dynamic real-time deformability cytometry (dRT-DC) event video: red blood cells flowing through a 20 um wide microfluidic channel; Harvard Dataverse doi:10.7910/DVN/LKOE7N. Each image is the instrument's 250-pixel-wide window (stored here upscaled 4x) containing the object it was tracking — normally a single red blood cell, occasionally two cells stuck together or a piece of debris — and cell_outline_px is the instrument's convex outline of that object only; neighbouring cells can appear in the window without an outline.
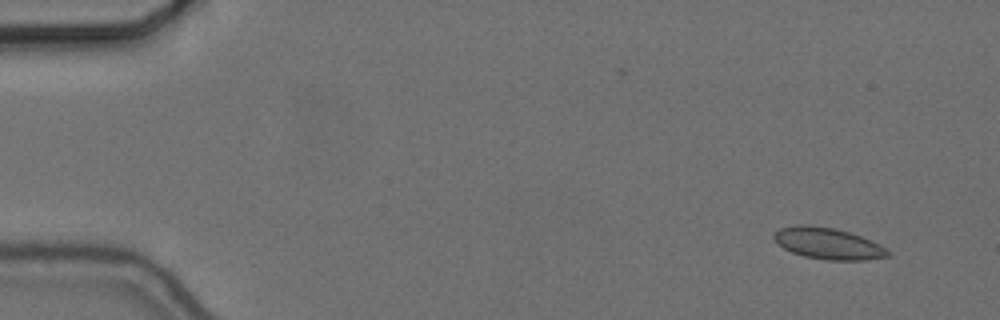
{"species": "common noctule bat (a hibernating species)", "species_latin": "Nyctalus noctula", "temperature_condition": "cold", "stored_images_in_passage": 54, "camera_frame_rate_fps": 3000, "um_per_image_px": 0.085, "animal": {"sex": "female", "body_mass_g": 24.6, "forearm_length_mm": 56.2}, "frame": {"image": 1, "passage_image": 2, "time_ms": 0.333, "image_size_px": [1000, 320], "cell_outline_px": [[892, 256], [864, 260], [824, 260], [804, 256], [792, 252], [784, 248], [772, 236], [780, 228], [796, 224], [812, 224], [836, 228], [872, 240], [880, 244], [892, 252]], "centroid_in_image_um": [70.43, 20.69], "position_along_channel_um": 14.6, "area_um2": 21.1}}
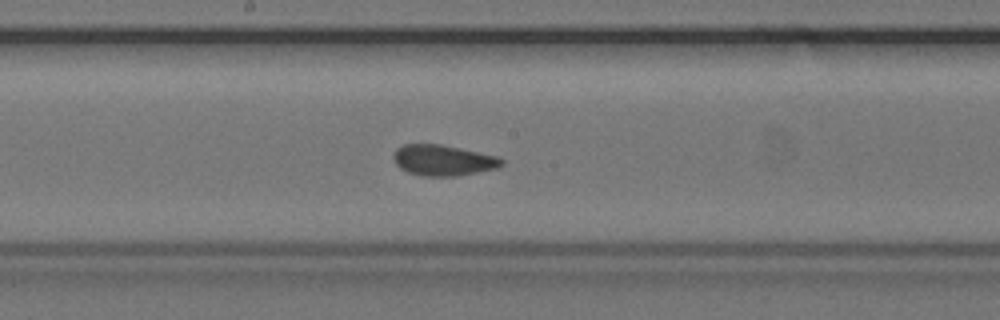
{"frame": {"image": 2, "passage_image": 28, "time_ms": 9.0, "image_size_px": [1000, 320], "cell_outline_px": [[504, 164], [496, 168], [456, 176], [420, 176], [408, 172], [400, 168], [396, 164], [392, 156], [396, 148], [404, 144], [440, 144], [500, 156], [504, 160]], "centroid_in_image_um": [37.66, 13.62], "position_along_channel_um": 210.5, "area_um2": 19.54}}
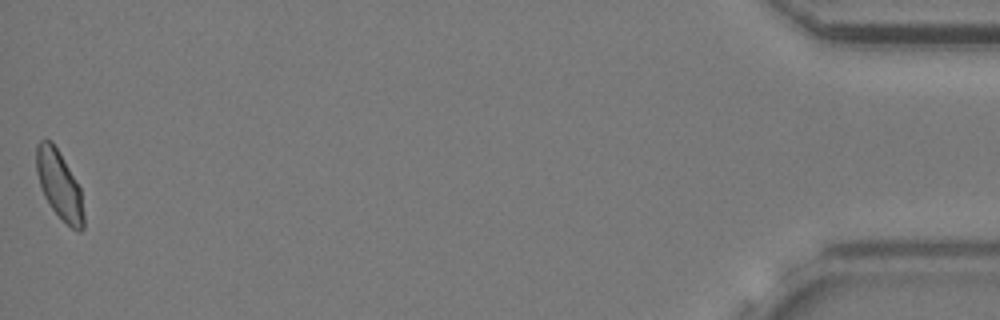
{"frame": {"image": 3, "passage_image": 54, "time_ms": 17.667, "image_size_px": [1000, 320], "cell_outline_px": [[84, 228], [80, 232], [72, 228], [52, 208], [44, 196], [40, 188], [36, 172], [36, 144], [40, 140], [52, 140], [80, 188], [84, 216]], "centroid_in_image_um": [5.02, 15.7], "position_along_channel_um": 430.2, "area_um2": 18.61}, "authors_computed_cell_mechanics": {"area_um2": 19.7098, "velocity_mm_per_s": 3.6536, "shape_relaxation_time_tau1_ms": null, "shape_relaxation_time_tau2_ms": 0.7594, "deformation_change_tau1": null, "deformation_change_tau2": 0.0673}}